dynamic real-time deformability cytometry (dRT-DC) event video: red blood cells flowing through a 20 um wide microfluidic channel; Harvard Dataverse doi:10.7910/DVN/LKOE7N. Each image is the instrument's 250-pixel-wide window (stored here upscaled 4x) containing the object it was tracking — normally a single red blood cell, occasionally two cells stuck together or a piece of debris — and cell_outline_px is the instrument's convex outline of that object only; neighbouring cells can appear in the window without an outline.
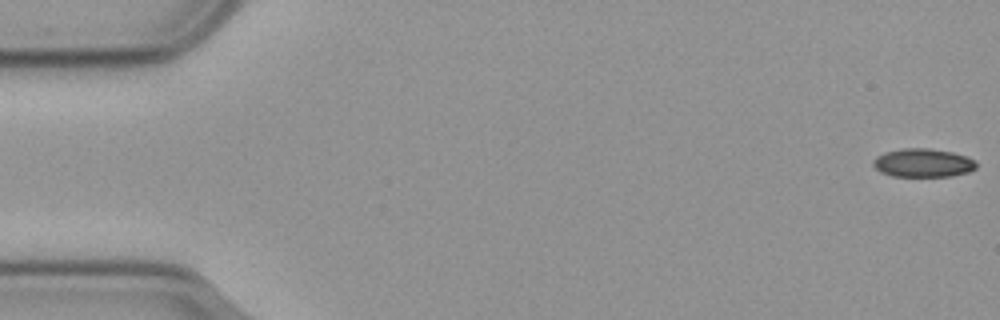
{"species": "common noctule bat (a hibernating species)", "species_latin": "Nyctalus noctula", "temperature_condition": "cold", "stored_images_in_passage": 54, "camera_frame_rate_fps": 3000, "um_per_image_px": 0.085, "animal": {"sex": "male", "body_mass_g": 23.1, "forearm_length_mm": 52.7}, "frame": {"image": 1, "passage_image": 1, "time_ms": 0.0, "image_size_px": [1000, 320], "cell_outline_px": [[976, 168], [968, 172], [952, 176], [892, 176], [880, 172], [872, 164], [872, 160], [876, 156], [884, 152], [904, 148], [928, 148], [952, 152], [976, 160]], "centroid_in_image_um": [78.43, 13.84], "position_along_channel_um": 6.6, "area_um2": 17.17}}
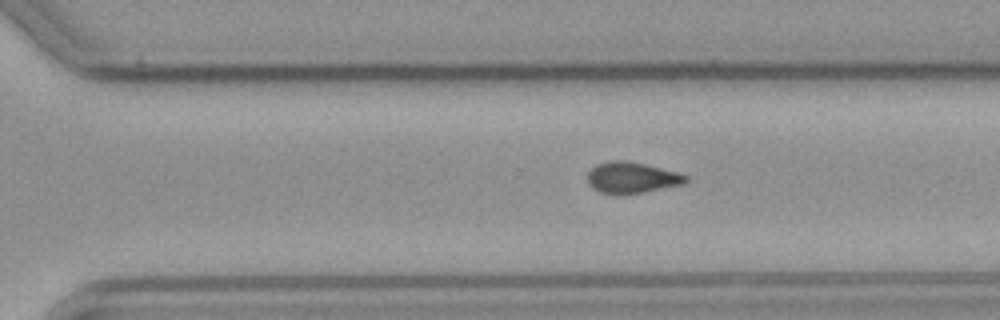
{"frame": {"image": 2, "passage_image": 39, "time_ms": 12.667, "image_size_px": [1000, 320], "cell_outline_px": [[688, 180], [684, 184], [644, 192], [620, 196], [616, 196], [600, 192], [592, 188], [588, 184], [588, 172], [596, 164], [608, 160], [628, 160], [680, 172], [688, 176]], "centroid_in_image_um": [53.7, 15.11], "position_along_channel_um": 316.9, "area_um2": 18.38}}
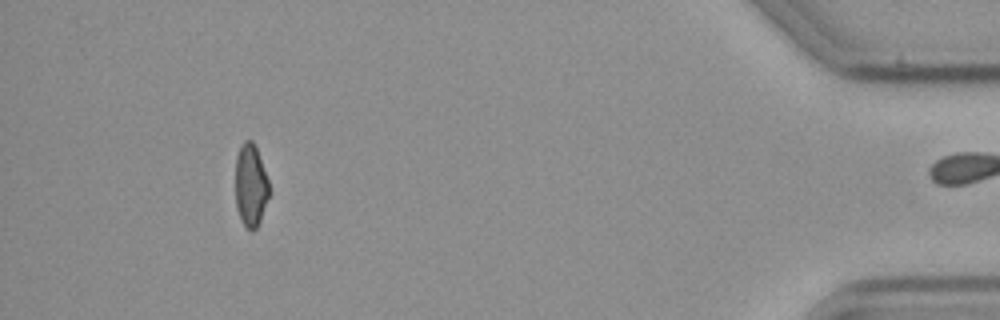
{"frame": {"image": 3, "passage_image": 53, "time_ms": 17.333, "image_size_px": [1000, 320], "cell_outline_px": [[268, 196], [260, 220], [256, 228], [252, 232], [244, 224], [240, 216], [236, 204], [236, 156], [240, 144], [244, 140], [252, 140], [256, 148], [268, 180]], "centroid_in_image_um": [21.29, 15.72], "position_along_channel_um": 413.9, "area_um2": 15.84}, "authors_computed_cell_mechanics": {"area_um2": 18.0914, "velocity_mm_per_s": 3.5923, "shape_relaxation_time_tau1_ms": null, "shape_relaxation_time_tau2_ms": 6.7113, "deformation_change_tau1": null, "deformation_change_tau2": 0.1048}}